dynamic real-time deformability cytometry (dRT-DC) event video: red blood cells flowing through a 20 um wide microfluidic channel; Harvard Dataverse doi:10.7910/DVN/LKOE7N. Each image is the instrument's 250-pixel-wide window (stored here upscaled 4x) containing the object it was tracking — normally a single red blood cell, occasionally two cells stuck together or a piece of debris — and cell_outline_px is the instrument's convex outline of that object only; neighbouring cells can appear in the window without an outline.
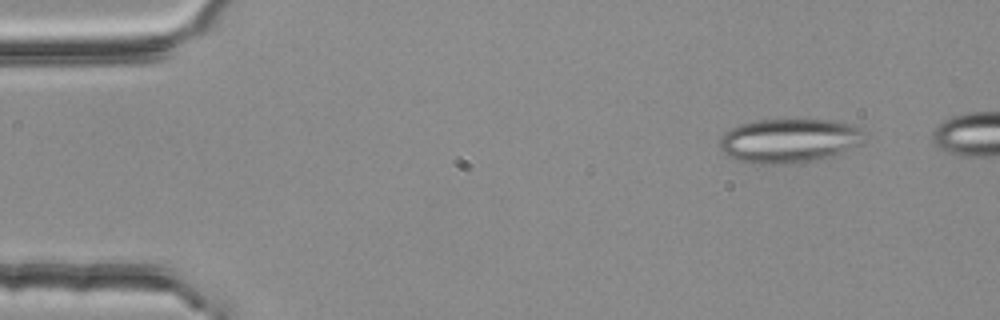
{"species": "common noctule bat (a hibernating species)", "species_latin": "Nyctalus noctula", "temperature_condition": "room temperature", "stored_images_in_passage": 4, "camera_frame_rate_fps": 3000, "um_per_image_px": 0.085, "animal": {"sex": "female", "body_mass_g": 25.1}, "frame": {"image": 1, "passage_image": 2, "time_ms": 0.333, "image_size_px": [1000, 320], "cell_outline_px": [[864, 144], [832, 156], [816, 160], [788, 164], [756, 164], [736, 160], [728, 156], [720, 148], [720, 136], [724, 132], [740, 124], [760, 120], [836, 120], [852, 124], [860, 128], [864, 132]], "centroid_in_image_um": [67.11, 11.96], "position_along_channel_um": 17.9, "area_um2": 37.63}}